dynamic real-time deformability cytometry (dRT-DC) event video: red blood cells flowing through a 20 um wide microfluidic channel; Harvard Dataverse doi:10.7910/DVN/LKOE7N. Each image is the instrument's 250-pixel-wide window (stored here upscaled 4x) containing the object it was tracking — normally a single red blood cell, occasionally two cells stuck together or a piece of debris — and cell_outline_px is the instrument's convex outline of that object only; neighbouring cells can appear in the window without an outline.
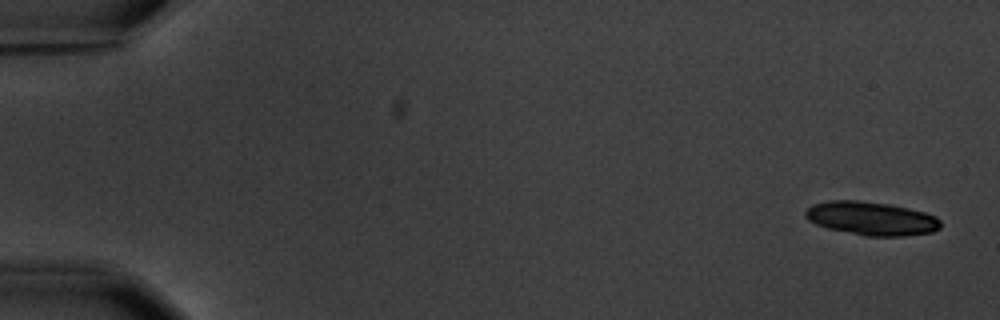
{"species": "common noctule bat (a hibernating species)", "species_latin": "Nyctalus noctula", "temperature_condition": "warm", "stored_images_in_passage": 3, "camera_frame_rate_fps": 3000, "um_per_image_px": 0.085, "animal": {"sex": "male", "body_mass_g": 20.1, "forearm_length_mm": 53.5}, "frame": {"image": 1, "passage_image": 1, "time_ms": 0.0, "image_size_px": [1000, 320], "cell_outline_px": [[940, 228], [932, 232], [904, 236], [864, 236], [828, 228], [816, 224], [808, 220], [804, 216], [804, 212], [812, 204], [828, 200], [856, 200], [892, 204], [924, 212], [936, 216], [940, 220]], "centroid_in_image_um": [74.05, 18.56], "position_along_channel_um": 10.9, "area_um2": 26.59}}